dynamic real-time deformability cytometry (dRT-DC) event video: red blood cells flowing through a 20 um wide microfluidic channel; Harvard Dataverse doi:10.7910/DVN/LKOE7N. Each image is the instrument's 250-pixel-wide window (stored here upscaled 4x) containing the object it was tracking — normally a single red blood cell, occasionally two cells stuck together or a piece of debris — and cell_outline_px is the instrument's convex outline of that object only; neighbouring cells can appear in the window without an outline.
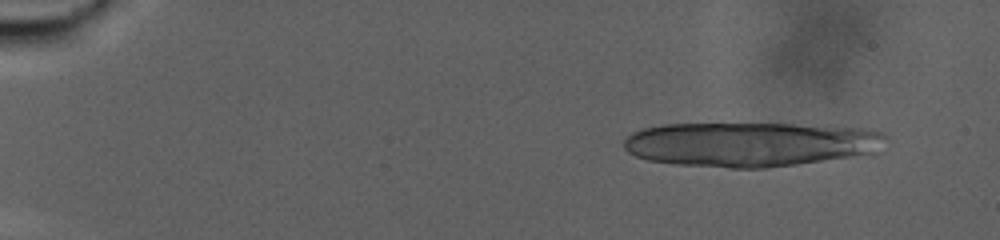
{"species": "human", "species_latin": "Homo sapiens", "temperature_condition": "warm", "stored_images_in_passage": 29, "camera_frame_rate_fps": 3000, "um_per_image_px": 0.085, "donor": {"sex": "male"}, "frame": {"image": 1, "passage_image": 8, "time_ms": 2.333, "image_size_px": [1000, 240], "cell_outline_px": [[892, 144], [880, 152], [872, 156], [764, 168], [728, 168], [676, 164], [648, 160], [636, 156], [628, 152], [624, 148], [624, 140], [632, 132], [644, 128], [664, 124], [792, 124], [868, 128], [884, 132], [888, 136]], "centroid_in_image_um": [64.02, 12.27], "position_along_channel_um": 21.0, "area_um2": 69.76}}